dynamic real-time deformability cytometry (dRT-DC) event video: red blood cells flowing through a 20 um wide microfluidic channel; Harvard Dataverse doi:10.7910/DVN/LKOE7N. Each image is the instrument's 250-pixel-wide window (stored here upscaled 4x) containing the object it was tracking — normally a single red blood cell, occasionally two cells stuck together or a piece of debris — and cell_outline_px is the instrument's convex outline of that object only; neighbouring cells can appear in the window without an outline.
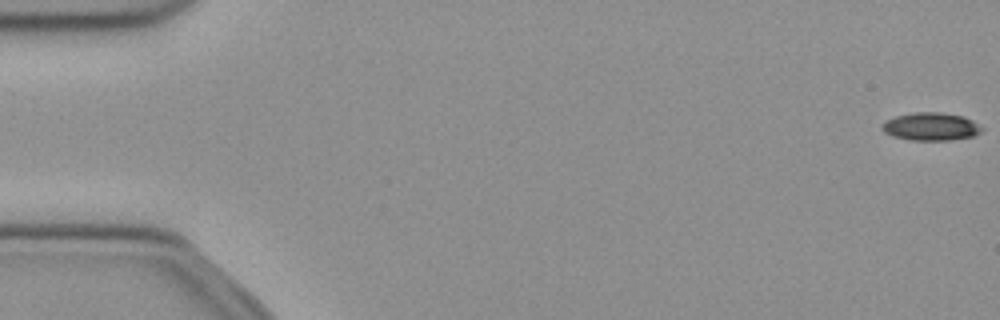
{"species": "common noctule bat (a hibernating species)", "species_latin": "Nyctalus noctula", "temperature_condition": "cold", "stored_images_in_passage": 53, "camera_frame_rate_fps": 3000, "um_per_image_px": 0.085, "animal": {"sex": "female", "body_mass_g": 21.9}, "frame": {"image": 1, "passage_image": 1, "time_ms": 0.0, "image_size_px": [1000, 320], "cell_outline_px": [[984, 128], [980, 132], [972, 136], [952, 140], [908, 140], [892, 136], [884, 132], [880, 128], [880, 124], [896, 116], [912, 112], [940, 112], [964, 116], [972, 120]], "centroid_in_image_um": [79.11, 10.76], "position_along_channel_um": 5.9, "area_um2": 16.36}}
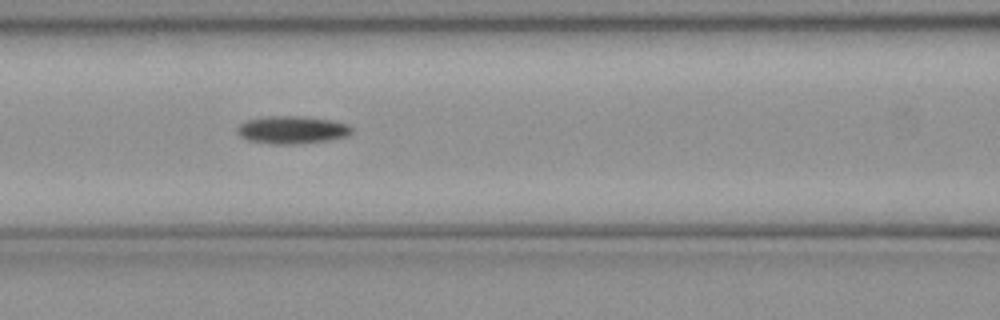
{"frame": {"image": 2, "passage_image": 23, "time_ms": 7.333, "image_size_px": [1000, 320], "cell_outline_px": [[352, 132], [348, 136], [328, 140], [292, 144], [272, 144], [248, 140], [240, 136], [236, 132], [236, 128], [240, 124], [248, 120], [260, 116], [300, 116], [332, 120], [348, 124], [352, 128]], "centroid_in_image_um": [24.81, 11.03], "position_along_channel_um": 141.8, "area_um2": 18.55}}
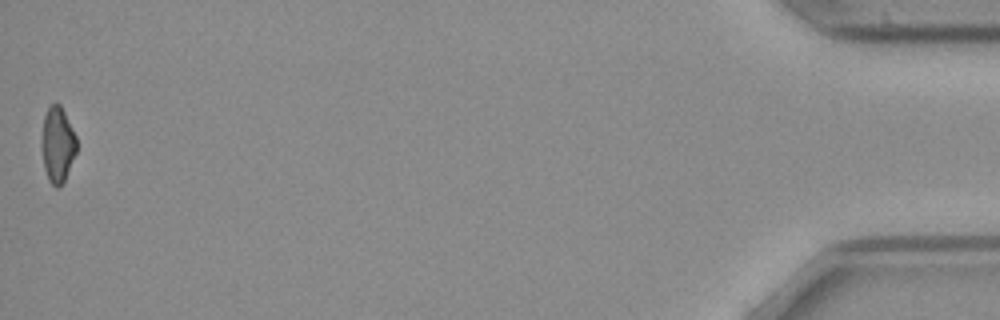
{"frame": {"image": 3, "passage_image": 53, "time_ms": 17.333, "image_size_px": [1000, 320], "cell_outline_px": [[76, 152], [64, 180], [56, 188], [48, 180], [44, 168], [40, 144], [44, 116], [48, 108], [56, 100], [60, 104], [76, 136]], "centroid_in_image_um": [4.86, 12.26], "position_along_channel_um": 430.3, "area_um2": 15.37}}